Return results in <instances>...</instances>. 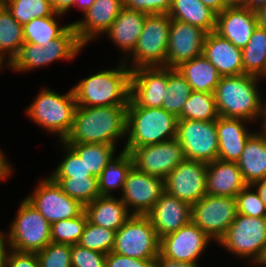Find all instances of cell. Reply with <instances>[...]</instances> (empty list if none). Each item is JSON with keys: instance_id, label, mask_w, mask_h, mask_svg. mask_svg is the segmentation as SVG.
<instances>
[{"instance_id": "cell-50", "label": "cell", "mask_w": 266, "mask_h": 267, "mask_svg": "<svg viewBox=\"0 0 266 267\" xmlns=\"http://www.w3.org/2000/svg\"><path fill=\"white\" fill-rule=\"evenodd\" d=\"M52 8L56 13L63 15L67 12L72 5H74V0H50Z\"/></svg>"}, {"instance_id": "cell-10", "label": "cell", "mask_w": 266, "mask_h": 267, "mask_svg": "<svg viewBox=\"0 0 266 267\" xmlns=\"http://www.w3.org/2000/svg\"><path fill=\"white\" fill-rule=\"evenodd\" d=\"M218 243L233 254L250 256L252 261L260 263L266 249V217L237 214Z\"/></svg>"}, {"instance_id": "cell-21", "label": "cell", "mask_w": 266, "mask_h": 267, "mask_svg": "<svg viewBox=\"0 0 266 267\" xmlns=\"http://www.w3.org/2000/svg\"><path fill=\"white\" fill-rule=\"evenodd\" d=\"M258 25L256 11L246 7L225 8L217 14L215 32L243 49Z\"/></svg>"}, {"instance_id": "cell-17", "label": "cell", "mask_w": 266, "mask_h": 267, "mask_svg": "<svg viewBox=\"0 0 266 267\" xmlns=\"http://www.w3.org/2000/svg\"><path fill=\"white\" fill-rule=\"evenodd\" d=\"M164 192V179L137 170L134 166L128 172L121 200L134 207L132 215H146Z\"/></svg>"}, {"instance_id": "cell-40", "label": "cell", "mask_w": 266, "mask_h": 267, "mask_svg": "<svg viewBox=\"0 0 266 267\" xmlns=\"http://www.w3.org/2000/svg\"><path fill=\"white\" fill-rule=\"evenodd\" d=\"M85 212L81 215L51 224V242L58 244H78L87 224Z\"/></svg>"}, {"instance_id": "cell-5", "label": "cell", "mask_w": 266, "mask_h": 267, "mask_svg": "<svg viewBox=\"0 0 266 267\" xmlns=\"http://www.w3.org/2000/svg\"><path fill=\"white\" fill-rule=\"evenodd\" d=\"M76 106L73 89L66 95L45 89L37 95L27 114L49 132L58 133L63 142L71 131Z\"/></svg>"}, {"instance_id": "cell-49", "label": "cell", "mask_w": 266, "mask_h": 267, "mask_svg": "<svg viewBox=\"0 0 266 267\" xmlns=\"http://www.w3.org/2000/svg\"><path fill=\"white\" fill-rule=\"evenodd\" d=\"M154 267H198L197 264L180 262L163 257L161 254L154 261Z\"/></svg>"}, {"instance_id": "cell-11", "label": "cell", "mask_w": 266, "mask_h": 267, "mask_svg": "<svg viewBox=\"0 0 266 267\" xmlns=\"http://www.w3.org/2000/svg\"><path fill=\"white\" fill-rule=\"evenodd\" d=\"M176 138L187 160L210 163L218 159L216 120L178 119Z\"/></svg>"}, {"instance_id": "cell-48", "label": "cell", "mask_w": 266, "mask_h": 267, "mask_svg": "<svg viewBox=\"0 0 266 267\" xmlns=\"http://www.w3.org/2000/svg\"><path fill=\"white\" fill-rule=\"evenodd\" d=\"M5 261V267H40L36 253L11 250Z\"/></svg>"}, {"instance_id": "cell-42", "label": "cell", "mask_w": 266, "mask_h": 267, "mask_svg": "<svg viewBox=\"0 0 266 267\" xmlns=\"http://www.w3.org/2000/svg\"><path fill=\"white\" fill-rule=\"evenodd\" d=\"M36 254L40 267H72L71 245L50 242Z\"/></svg>"}, {"instance_id": "cell-16", "label": "cell", "mask_w": 266, "mask_h": 267, "mask_svg": "<svg viewBox=\"0 0 266 267\" xmlns=\"http://www.w3.org/2000/svg\"><path fill=\"white\" fill-rule=\"evenodd\" d=\"M211 238L192 221L160 238V254L172 260L197 264Z\"/></svg>"}, {"instance_id": "cell-25", "label": "cell", "mask_w": 266, "mask_h": 267, "mask_svg": "<svg viewBox=\"0 0 266 267\" xmlns=\"http://www.w3.org/2000/svg\"><path fill=\"white\" fill-rule=\"evenodd\" d=\"M241 118H226L219 116L216 120L218 136V159L237 162L244 150L248 138L253 134L245 129Z\"/></svg>"}, {"instance_id": "cell-15", "label": "cell", "mask_w": 266, "mask_h": 267, "mask_svg": "<svg viewBox=\"0 0 266 267\" xmlns=\"http://www.w3.org/2000/svg\"><path fill=\"white\" fill-rule=\"evenodd\" d=\"M25 199L50 224L79 216L84 212V205L69 197L50 177L41 181L34 193Z\"/></svg>"}, {"instance_id": "cell-43", "label": "cell", "mask_w": 266, "mask_h": 267, "mask_svg": "<svg viewBox=\"0 0 266 267\" xmlns=\"http://www.w3.org/2000/svg\"><path fill=\"white\" fill-rule=\"evenodd\" d=\"M64 145L68 151L67 155L50 178L95 177L78 154L69 145L65 143Z\"/></svg>"}, {"instance_id": "cell-6", "label": "cell", "mask_w": 266, "mask_h": 267, "mask_svg": "<svg viewBox=\"0 0 266 267\" xmlns=\"http://www.w3.org/2000/svg\"><path fill=\"white\" fill-rule=\"evenodd\" d=\"M112 252L142 260H155L160 254V238L146 215L131 217L116 231Z\"/></svg>"}, {"instance_id": "cell-9", "label": "cell", "mask_w": 266, "mask_h": 267, "mask_svg": "<svg viewBox=\"0 0 266 267\" xmlns=\"http://www.w3.org/2000/svg\"><path fill=\"white\" fill-rule=\"evenodd\" d=\"M84 45L79 41L73 23L46 47L35 43H24L16 58L8 66L14 70L27 71L44 66L57 59H72Z\"/></svg>"}, {"instance_id": "cell-26", "label": "cell", "mask_w": 266, "mask_h": 267, "mask_svg": "<svg viewBox=\"0 0 266 267\" xmlns=\"http://www.w3.org/2000/svg\"><path fill=\"white\" fill-rule=\"evenodd\" d=\"M89 223L117 231L130 217L126 204L113 196H100L84 206Z\"/></svg>"}, {"instance_id": "cell-3", "label": "cell", "mask_w": 266, "mask_h": 267, "mask_svg": "<svg viewBox=\"0 0 266 267\" xmlns=\"http://www.w3.org/2000/svg\"><path fill=\"white\" fill-rule=\"evenodd\" d=\"M178 117L164 108L138 106L131 98L126 111L124 148L158 144L177 137Z\"/></svg>"}, {"instance_id": "cell-24", "label": "cell", "mask_w": 266, "mask_h": 267, "mask_svg": "<svg viewBox=\"0 0 266 267\" xmlns=\"http://www.w3.org/2000/svg\"><path fill=\"white\" fill-rule=\"evenodd\" d=\"M246 186L237 162L216 159L207 163L206 195L235 198Z\"/></svg>"}, {"instance_id": "cell-35", "label": "cell", "mask_w": 266, "mask_h": 267, "mask_svg": "<svg viewBox=\"0 0 266 267\" xmlns=\"http://www.w3.org/2000/svg\"><path fill=\"white\" fill-rule=\"evenodd\" d=\"M61 14L55 13V15L34 18L29 23L23 25V37L25 43H35L41 47H46L50 40L59 37L70 24L59 27L55 16H60Z\"/></svg>"}, {"instance_id": "cell-27", "label": "cell", "mask_w": 266, "mask_h": 267, "mask_svg": "<svg viewBox=\"0 0 266 267\" xmlns=\"http://www.w3.org/2000/svg\"><path fill=\"white\" fill-rule=\"evenodd\" d=\"M247 185L266 178V131L253 133L237 161Z\"/></svg>"}, {"instance_id": "cell-7", "label": "cell", "mask_w": 266, "mask_h": 267, "mask_svg": "<svg viewBox=\"0 0 266 267\" xmlns=\"http://www.w3.org/2000/svg\"><path fill=\"white\" fill-rule=\"evenodd\" d=\"M10 227L7 239L11 250L37 253L51 242V224L26 199Z\"/></svg>"}, {"instance_id": "cell-14", "label": "cell", "mask_w": 266, "mask_h": 267, "mask_svg": "<svg viewBox=\"0 0 266 267\" xmlns=\"http://www.w3.org/2000/svg\"><path fill=\"white\" fill-rule=\"evenodd\" d=\"M207 163L185 159L164 178V191L191 206L206 195Z\"/></svg>"}, {"instance_id": "cell-4", "label": "cell", "mask_w": 266, "mask_h": 267, "mask_svg": "<svg viewBox=\"0 0 266 267\" xmlns=\"http://www.w3.org/2000/svg\"><path fill=\"white\" fill-rule=\"evenodd\" d=\"M101 71L84 78L73 88L76 104L85 107L128 105L131 91V69Z\"/></svg>"}, {"instance_id": "cell-51", "label": "cell", "mask_w": 266, "mask_h": 267, "mask_svg": "<svg viewBox=\"0 0 266 267\" xmlns=\"http://www.w3.org/2000/svg\"><path fill=\"white\" fill-rule=\"evenodd\" d=\"M254 188V186H258L256 193L260 197V200L264 203L266 208V178L256 181L250 185Z\"/></svg>"}, {"instance_id": "cell-53", "label": "cell", "mask_w": 266, "mask_h": 267, "mask_svg": "<svg viewBox=\"0 0 266 267\" xmlns=\"http://www.w3.org/2000/svg\"><path fill=\"white\" fill-rule=\"evenodd\" d=\"M11 173V168L7 164L6 159L4 158L3 153L0 150V179L4 181L8 175Z\"/></svg>"}, {"instance_id": "cell-60", "label": "cell", "mask_w": 266, "mask_h": 267, "mask_svg": "<svg viewBox=\"0 0 266 267\" xmlns=\"http://www.w3.org/2000/svg\"><path fill=\"white\" fill-rule=\"evenodd\" d=\"M259 264H262V265L266 266V249H265V252H264L263 257H262V259H261Z\"/></svg>"}, {"instance_id": "cell-33", "label": "cell", "mask_w": 266, "mask_h": 267, "mask_svg": "<svg viewBox=\"0 0 266 267\" xmlns=\"http://www.w3.org/2000/svg\"><path fill=\"white\" fill-rule=\"evenodd\" d=\"M24 43L23 25L12 16L6 7L0 6V60H4L2 54L4 51H8L7 64L10 65Z\"/></svg>"}, {"instance_id": "cell-28", "label": "cell", "mask_w": 266, "mask_h": 267, "mask_svg": "<svg viewBox=\"0 0 266 267\" xmlns=\"http://www.w3.org/2000/svg\"><path fill=\"white\" fill-rule=\"evenodd\" d=\"M147 15L145 12L135 11L124 6L106 33L120 49L132 53Z\"/></svg>"}, {"instance_id": "cell-2", "label": "cell", "mask_w": 266, "mask_h": 267, "mask_svg": "<svg viewBox=\"0 0 266 267\" xmlns=\"http://www.w3.org/2000/svg\"><path fill=\"white\" fill-rule=\"evenodd\" d=\"M258 78L249 74L221 77L214 92L219 116L246 121L261 114L265 117L266 104H262L256 87Z\"/></svg>"}, {"instance_id": "cell-32", "label": "cell", "mask_w": 266, "mask_h": 267, "mask_svg": "<svg viewBox=\"0 0 266 267\" xmlns=\"http://www.w3.org/2000/svg\"><path fill=\"white\" fill-rule=\"evenodd\" d=\"M244 74L266 76V29L259 25L242 49Z\"/></svg>"}, {"instance_id": "cell-62", "label": "cell", "mask_w": 266, "mask_h": 267, "mask_svg": "<svg viewBox=\"0 0 266 267\" xmlns=\"http://www.w3.org/2000/svg\"><path fill=\"white\" fill-rule=\"evenodd\" d=\"M2 65H3V62L0 60V68H1Z\"/></svg>"}, {"instance_id": "cell-23", "label": "cell", "mask_w": 266, "mask_h": 267, "mask_svg": "<svg viewBox=\"0 0 266 267\" xmlns=\"http://www.w3.org/2000/svg\"><path fill=\"white\" fill-rule=\"evenodd\" d=\"M123 7V0H96L84 12L85 20L73 22L79 41L85 45L97 34L106 32Z\"/></svg>"}, {"instance_id": "cell-46", "label": "cell", "mask_w": 266, "mask_h": 267, "mask_svg": "<svg viewBox=\"0 0 266 267\" xmlns=\"http://www.w3.org/2000/svg\"><path fill=\"white\" fill-rule=\"evenodd\" d=\"M126 8L150 14H168L172 0H123Z\"/></svg>"}, {"instance_id": "cell-47", "label": "cell", "mask_w": 266, "mask_h": 267, "mask_svg": "<svg viewBox=\"0 0 266 267\" xmlns=\"http://www.w3.org/2000/svg\"><path fill=\"white\" fill-rule=\"evenodd\" d=\"M154 261L122 256L111 251L106 254L105 267H154Z\"/></svg>"}, {"instance_id": "cell-41", "label": "cell", "mask_w": 266, "mask_h": 267, "mask_svg": "<svg viewBox=\"0 0 266 267\" xmlns=\"http://www.w3.org/2000/svg\"><path fill=\"white\" fill-rule=\"evenodd\" d=\"M116 231L93 225L87 221L79 245L94 251L108 254L113 250Z\"/></svg>"}, {"instance_id": "cell-18", "label": "cell", "mask_w": 266, "mask_h": 267, "mask_svg": "<svg viewBox=\"0 0 266 267\" xmlns=\"http://www.w3.org/2000/svg\"><path fill=\"white\" fill-rule=\"evenodd\" d=\"M206 34L197 26L171 19L166 67L176 68L181 63L202 55Z\"/></svg>"}, {"instance_id": "cell-29", "label": "cell", "mask_w": 266, "mask_h": 267, "mask_svg": "<svg viewBox=\"0 0 266 267\" xmlns=\"http://www.w3.org/2000/svg\"><path fill=\"white\" fill-rule=\"evenodd\" d=\"M176 69L186 79L192 91L214 93L221 75L203 54L181 63Z\"/></svg>"}, {"instance_id": "cell-55", "label": "cell", "mask_w": 266, "mask_h": 267, "mask_svg": "<svg viewBox=\"0 0 266 267\" xmlns=\"http://www.w3.org/2000/svg\"><path fill=\"white\" fill-rule=\"evenodd\" d=\"M265 4L266 0H246L244 7L257 12Z\"/></svg>"}, {"instance_id": "cell-8", "label": "cell", "mask_w": 266, "mask_h": 267, "mask_svg": "<svg viewBox=\"0 0 266 267\" xmlns=\"http://www.w3.org/2000/svg\"><path fill=\"white\" fill-rule=\"evenodd\" d=\"M171 17L168 14L147 15L142 32L132 52L131 71L141 67H166Z\"/></svg>"}, {"instance_id": "cell-59", "label": "cell", "mask_w": 266, "mask_h": 267, "mask_svg": "<svg viewBox=\"0 0 266 267\" xmlns=\"http://www.w3.org/2000/svg\"><path fill=\"white\" fill-rule=\"evenodd\" d=\"M15 0H0V6L5 7L7 4L13 2Z\"/></svg>"}, {"instance_id": "cell-31", "label": "cell", "mask_w": 266, "mask_h": 267, "mask_svg": "<svg viewBox=\"0 0 266 267\" xmlns=\"http://www.w3.org/2000/svg\"><path fill=\"white\" fill-rule=\"evenodd\" d=\"M114 159L113 156L98 177L100 196H112L110 195V192L118 187H121L123 192L126 177L130 169L133 167L132 157L125 149H123L120 155L117 156V159Z\"/></svg>"}, {"instance_id": "cell-34", "label": "cell", "mask_w": 266, "mask_h": 267, "mask_svg": "<svg viewBox=\"0 0 266 267\" xmlns=\"http://www.w3.org/2000/svg\"><path fill=\"white\" fill-rule=\"evenodd\" d=\"M191 92L190 85L180 72L176 68L167 67V87L161 108L178 117Z\"/></svg>"}, {"instance_id": "cell-38", "label": "cell", "mask_w": 266, "mask_h": 267, "mask_svg": "<svg viewBox=\"0 0 266 267\" xmlns=\"http://www.w3.org/2000/svg\"><path fill=\"white\" fill-rule=\"evenodd\" d=\"M69 197L86 206L100 197L97 177L51 178Z\"/></svg>"}, {"instance_id": "cell-19", "label": "cell", "mask_w": 266, "mask_h": 267, "mask_svg": "<svg viewBox=\"0 0 266 267\" xmlns=\"http://www.w3.org/2000/svg\"><path fill=\"white\" fill-rule=\"evenodd\" d=\"M167 87V67L132 70L130 98L138 105L161 108Z\"/></svg>"}, {"instance_id": "cell-36", "label": "cell", "mask_w": 266, "mask_h": 267, "mask_svg": "<svg viewBox=\"0 0 266 267\" xmlns=\"http://www.w3.org/2000/svg\"><path fill=\"white\" fill-rule=\"evenodd\" d=\"M67 145L78 154L90 173L97 178L114 156L115 146L109 144L80 143Z\"/></svg>"}, {"instance_id": "cell-30", "label": "cell", "mask_w": 266, "mask_h": 267, "mask_svg": "<svg viewBox=\"0 0 266 267\" xmlns=\"http://www.w3.org/2000/svg\"><path fill=\"white\" fill-rule=\"evenodd\" d=\"M168 15L171 19L197 26L206 33L216 28L217 13L200 0H172Z\"/></svg>"}, {"instance_id": "cell-45", "label": "cell", "mask_w": 266, "mask_h": 267, "mask_svg": "<svg viewBox=\"0 0 266 267\" xmlns=\"http://www.w3.org/2000/svg\"><path fill=\"white\" fill-rule=\"evenodd\" d=\"M106 254L90 250L79 244L71 245L72 267H105Z\"/></svg>"}, {"instance_id": "cell-1", "label": "cell", "mask_w": 266, "mask_h": 267, "mask_svg": "<svg viewBox=\"0 0 266 267\" xmlns=\"http://www.w3.org/2000/svg\"><path fill=\"white\" fill-rule=\"evenodd\" d=\"M127 105L76 106L71 131L65 144L95 143L115 145L126 134Z\"/></svg>"}, {"instance_id": "cell-20", "label": "cell", "mask_w": 266, "mask_h": 267, "mask_svg": "<svg viewBox=\"0 0 266 267\" xmlns=\"http://www.w3.org/2000/svg\"><path fill=\"white\" fill-rule=\"evenodd\" d=\"M192 206L163 192L154 207L146 214L159 238L173 233L191 222Z\"/></svg>"}, {"instance_id": "cell-39", "label": "cell", "mask_w": 266, "mask_h": 267, "mask_svg": "<svg viewBox=\"0 0 266 267\" xmlns=\"http://www.w3.org/2000/svg\"><path fill=\"white\" fill-rule=\"evenodd\" d=\"M5 7L21 25L56 13L50 0H15Z\"/></svg>"}, {"instance_id": "cell-13", "label": "cell", "mask_w": 266, "mask_h": 267, "mask_svg": "<svg viewBox=\"0 0 266 267\" xmlns=\"http://www.w3.org/2000/svg\"><path fill=\"white\" fill-rule=\"evenodd\" d=\"M133 160V166L146 174L164 179L186 158L177 138L138 148H124Z\"/></svg>"}, {"instance_id": "cell-56", "label": "cell", "mask_w": 266, "mask_h": 267, "mask_svg": "<svg viewBox=\"0 0 266 267\" xmlns=\"http://www.w3.org/2000/svg\"><path fill=\"white\" fill-rule=\"evenodd\" d=\"M256 13L258 16L259 26L266 29V4L261 7Z\"/></svg>"}, {"instance_id": "cell-12", "label": "cell", "mask_w": 266, "mask_h": 267, "mask_svg": "<svg viewBox=\"0 0 266 267\" xmlns=\"http://www.w3.org/2000/svg\"><path fill=\"white\" fill-rule=\"evenodd\" d=\"M191 213V221L210 238L219 242L236 218V199L205 195L192 205Z\"/></svg>"}, {"instance_id": "cell-54", "label": "cell", "mask_w": 266, "mask_h": 267, "mask_svg": "<svg viewBox=\"0 0 266 267\" xmlns=\"http://www.w3.org/2000/svg\"><path fill=\"white\" fill-rule=\"evenodd\" d=\"M6 241L4 238V234H2V232H0V267H5V261H6V257H7V253L5 250L6 247Z\"/></svg>"}, {"instance_id": "cell-61", "label": "cell", "mask_w": 266, "mask_h": 267, "mask_svg": "<svg viewBox=\"0 0 266 267\" xmlns=\"http://www.w3.org/2000/svg\"><path fill=\"white\" fill-rule=\"evenodd\" d=\"M263 127H264V130L266 131V115H265V117H264Z\"/></svg>"}, {"instance_id": "cell-52", "label": "cell", "mask_w": 266, "mask_h": 267, "mask_svg": "<svg viewBox=\"0 0 266 267\" xmlns=\"http://www.w3.org/2000/svg\"><path fill=\"white\" fill-rule=\"evenodd\" d=\"M205 6L211 8L217 14L221 13L226 7L222 0H200Z\"/></svg>"}, {"instance_id": "cell-44", "label": "cell", "mask_w": 266, "mask_h": 267, "mask_svg": "<svg viewBox=\"0 0 266 267\" xmlns=\"http://www.w3.org/2000/svg\"><path fill=\"white\" fill-rule=\"evenodd\" d=\"M251 186L247 185L237 196L236 206L237 214H243L250 217L262 218L266 217V208L264 203L256 192H251Z\"/></svg>"}, {"instance_id": "cell-58", "label": "cell", "mask_w": 266, "mask_h": 267, "mask_svg": "<svg viewBox=\"0 0 266 267\" xmlns=\"http://www.w3.org/2000/svg\"><path fill=\"white\" fill-rule=\"evenodd\" d=\"M226 8L244 7L246 0H222Z\"/></svg>"}, {"instance_id": "cell-57", "label": "cell", "mask_w": 266, "mask_h": 267, "mask_svg": "<svg viewBox=\"0 0 266 267\" xmlns=\"http://www.w3.org/2000/svg\"><path fill=\"white\" fill-rule=\"evenodd\" d=\"M96 0H74V5H79L80 9L85 12L91 8Z\"/></svg>"}, {"instance_id": "cell-22", "label": "cell", "mask_w": 266, "mask_h": 267, "mask_svg": "<svg viewBox=\"0 0 266 267\" xmlns=\"http://www.w3.org/2000/svg\"><path fill=\"white\" fill-rule=\"evenodd\" d=\"M202 54L222 77L244 74L242 49L215 31L206 34Z\"/></svg>"}, {"instance_id": "cell-37", "label": "cell", "mask_w": 266, "mask_h": 267, "mask_svg": "<svg viewBox=\"0 0 266 267\" xmlns=\"http://www.w3.org/2000/svg\"><path fill=\"white\" fill-rule=\"evenodd\" d=\"M218 117L214 93L192 91L178 119L212 121Z\"/></svg>"}]
</instances>
